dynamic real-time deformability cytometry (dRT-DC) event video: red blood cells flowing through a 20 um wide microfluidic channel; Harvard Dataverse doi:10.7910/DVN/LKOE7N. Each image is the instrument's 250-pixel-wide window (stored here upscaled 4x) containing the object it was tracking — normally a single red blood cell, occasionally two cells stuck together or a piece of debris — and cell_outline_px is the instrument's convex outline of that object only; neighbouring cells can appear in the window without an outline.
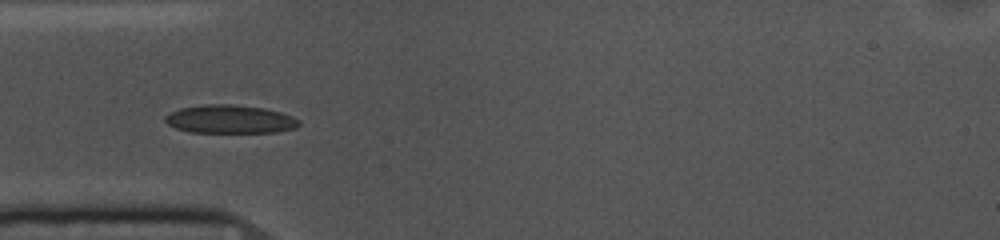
{"species": "common noctule bat (a hibernating species)", "species_latin": "Nyctalus noctula", "temperature_condition": "cold", "stored_images_in_passage": 39, "camera_frame_rate_fps": 3000, "um_per_image_px": 0.085, "animal": {"sex": "female", "body_mass_g": 10.0, "forearm_length_mm": 53.1}, "frame": {"image": 1, "passage_image": 1, "time_ms": 0.0, "image_size_px": [1000, 240], "cell_outline_px": [[300, 124], [296, 128], [276, 132], [188, 132], [176, 128], [168, 124], [164, 120], [164, 116], [168, 112], [180, 108], [204, 104], [232, 104], [264, 108], [280, 112], [292, 116], [300, 120]], "centroid_in_image_um": [19.52, 10.13], "position_along_channel_um": 65.5, "area_um2": 22.25}}
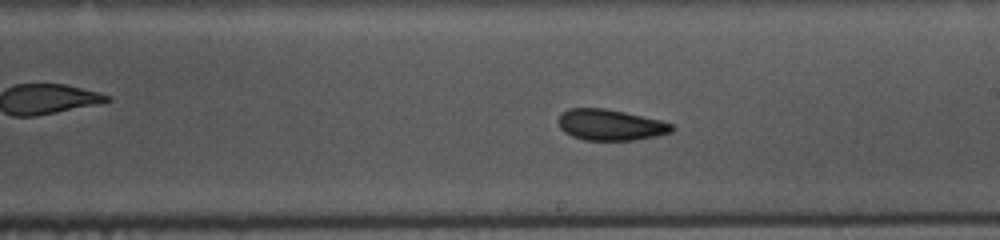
{"frame": {"image": 2, "passage_image": 15, "time_ms": 4.667, "image_size_px": [1000, 240], "cell_outline_px": [[676, 128], [672, 132], [656, 136], [636, 140], [584, 140], [572, 136], [564, 132], [560, 128], [560, 112], [568, 108], [604, 108], [624, 112], [660, 120], [672, 124]], "centroid_in_image_um": [51.89, 10.62], "position_along_channel_um": 237.1, "area_um2": 20.52}}
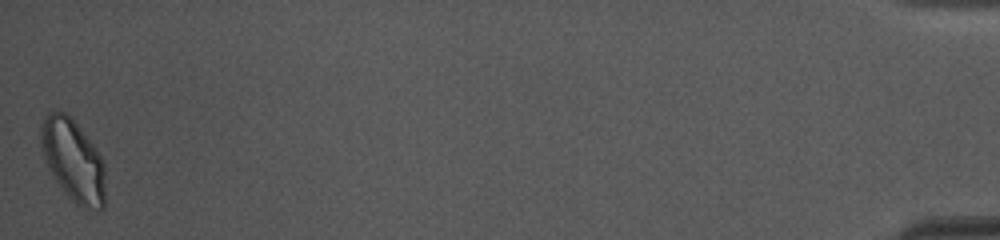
{"frame": {"image": 3, "passage_image": 39, "time_ms": 12.667, "image_size_px": [1000, 240], "cell_outline_px": [[104, 208], [100, 208], [76, 204], [68, 196], [52, 176], [48, 168], [40, 144], [40, 124], [48, 112], [52, 108], [64, 112], [80, 128], [96, 148], [104, 160]], "centroid_in_image_um": [6.18, 13.56], "position_along_channel_um": 429.0, "area_um2": 30.52}, "authors_computed_cell_mechanics": {"area_um2": 21.4438, "velocity_mm_per_s": 3.6723, "shape_relaxation_time_tau1_ms": null, "shape_relaxation_time_tau2_ms": 2.2179, "deformation_change_tau1": null, "deformation_change_tau2": 0.0561}}